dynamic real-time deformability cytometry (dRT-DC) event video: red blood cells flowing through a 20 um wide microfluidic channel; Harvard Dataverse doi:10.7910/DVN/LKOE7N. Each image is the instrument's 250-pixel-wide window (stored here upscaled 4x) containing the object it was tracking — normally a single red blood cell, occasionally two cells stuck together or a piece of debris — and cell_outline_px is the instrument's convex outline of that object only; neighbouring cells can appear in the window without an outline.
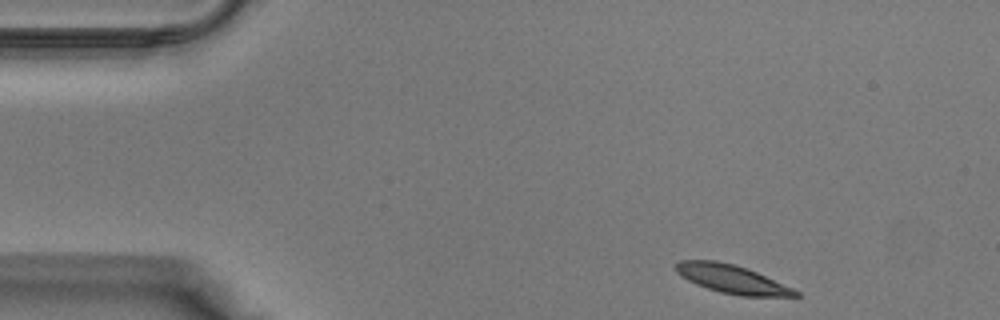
{"species": "Egyptian fruit bat (a non-hibernating species)", "species_latin": "Rousettus aegyptiacus", "temperature_condition": "warm", "stored_images_in_passage": 35, "camera_frame_rate_fps": 3000, "um_per_image_px": 0.085, "animal": {"sex": "male"}, "frame": {"image": 1, "passage_image": 1, "time_ms": 0.0, "image_size_px": [1000, 320], "cell_outline_px": [[800, 296], [740, 296], [720, 292], [696, 284], [680, 276], [676, 272], [676, 264], [680, 260], [716, 260], [748, 268], [792, 288], [800, 292]], "centroid_in_image_um": [62.2, 23.72], "position_along_channel_um": 22.8, "area_um2": 19.65}}
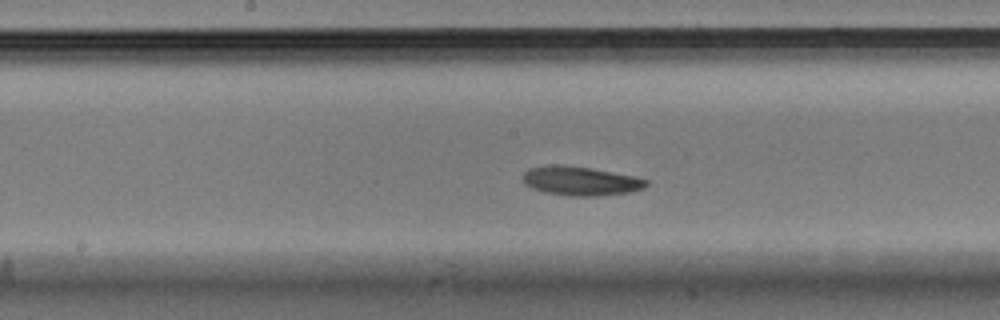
{"frame": {"image": 2, "passage_image": 16, "time_ms": 5.0, "image_size_px": [1000, 320], "cell_outline_px": [[648, 184], [644, 188], [628, 192], [600, 196], [568, 196], [544, 192], [532, 188], [524, 184], [524, 172], [528, 168], [548, 164], [556, 164], [592, 168], [632, 176], [648, 180]], "centroid_in_image_um": [49.31, 15.38], "position_along_channel_um": 198.9, "area_um2": 20.92}}
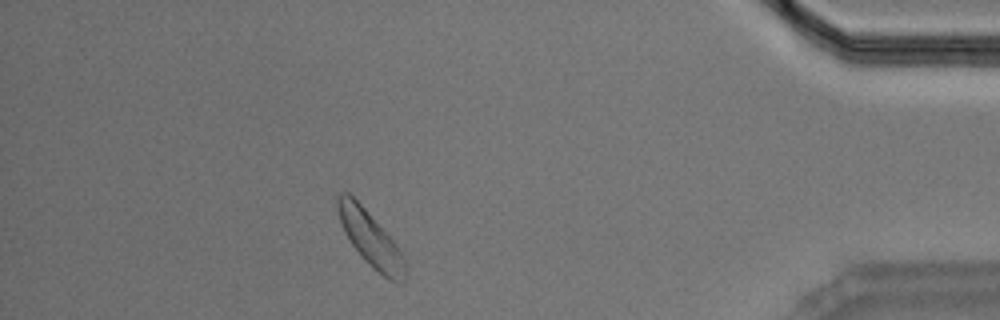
{"frame": {"image": 3, "passage_image": 31, "time_ms": 10.0, "image_size_px": [1000, 320], "cell_outline_px": [[404, 280], [400, 284], [388, 280], [372, 268], [360, 256], [344, 232], [336, 208], [336, 196], [340, 192], [348, 192], [364, 208], [396, 244], [404, 256]], "centroid_in_image_um": [31.46, 20.31], "position_along_channel_um": 403.7, "area_um2": 21.39}}